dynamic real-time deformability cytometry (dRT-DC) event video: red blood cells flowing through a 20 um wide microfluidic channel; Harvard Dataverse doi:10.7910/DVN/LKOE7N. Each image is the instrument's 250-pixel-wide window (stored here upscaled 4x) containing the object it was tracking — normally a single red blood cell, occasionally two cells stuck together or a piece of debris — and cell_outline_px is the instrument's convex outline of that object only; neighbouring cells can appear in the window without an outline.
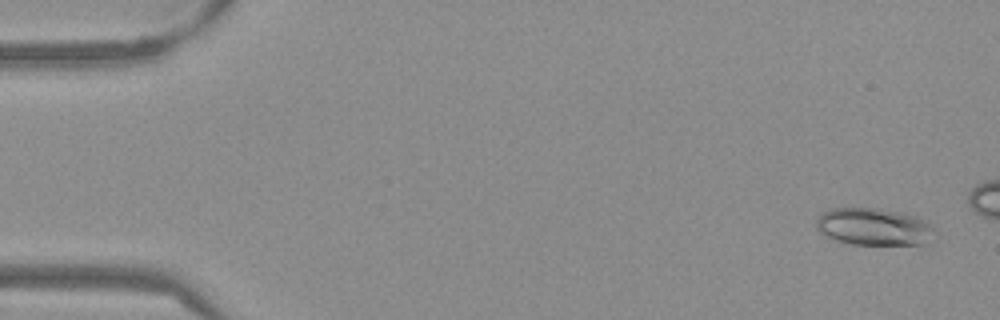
{"species": "Egyptian fruit bat (a non-hibernating species)", "species_latin": "Rousettus aegyptiacus", "temperature_condition": "warm", "stored_images_in_passage": 17, "camera_frame_rate_fps": 3000, "um_per_image_px": 0.085, "frame": {"image": 1, "passage_image": 3, "time_ms": 0.667, "image_size_px": [1000, 320], "cell_outline_px": [[932, 228], [924, 244], [852, 244], [836, 240], [824, 236], [816, 228], [816, 216], [820, 212], [828, 208], [880, 208], [900, 212], [916, 216], [932, 224]], "centroid_in_image_um": [74.15, 19.24], "position_along_channel_um": 10.8, "area_um2": 25.61}}